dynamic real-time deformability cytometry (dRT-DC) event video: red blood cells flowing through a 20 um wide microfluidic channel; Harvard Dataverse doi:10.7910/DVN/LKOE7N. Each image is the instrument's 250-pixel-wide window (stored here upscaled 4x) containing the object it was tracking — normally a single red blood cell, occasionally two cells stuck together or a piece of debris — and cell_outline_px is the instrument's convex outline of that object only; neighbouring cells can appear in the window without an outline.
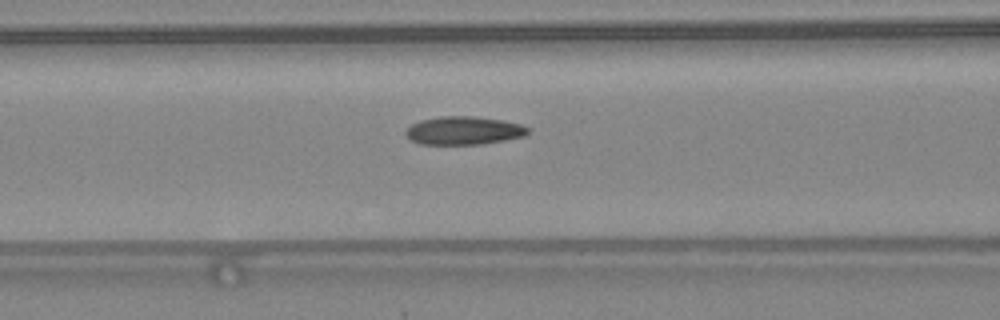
{"species": "common noctule bat (a hibernating species)", "species_latin": "Nyctalus noctula", "temperature_condition": "warm", "stored_images_in_passage": 48, "camera_frame_rate_fps": 3000, "um_per_image_px": 0.085, "animal": {"sex": "female", "body_mass_g": 24.6, "forearm_length_mm": 56.2}, "frame": {"image": 1, "passage_image": 21, "time_ms": 6.667, "image_size_px": [1000, 320], "cell_outline_px": [[532, 128], [524, 136], [504, 140], [480, 144], [420, 144], [404, 136], [404, 132], [412, 124], [420, 120], [440, 116], [476, 116], [504, 120], [520, 124]], "centroid_in_image_um": [39.42, 11.09], "position_along_channel_um": 127.2, "area_um2": 20.23}, "authors_computed_cell_mechanics": {"area_um2": 19.7387, "velocity_mm_per_s": 4.3916, "shape_relaxation_time_tau1_ms": null, "shape_relaxation_time_tau2_ms": 1.9095, "deformation_change_tau1": null, "deformation_change_tau2": 0.0839}}